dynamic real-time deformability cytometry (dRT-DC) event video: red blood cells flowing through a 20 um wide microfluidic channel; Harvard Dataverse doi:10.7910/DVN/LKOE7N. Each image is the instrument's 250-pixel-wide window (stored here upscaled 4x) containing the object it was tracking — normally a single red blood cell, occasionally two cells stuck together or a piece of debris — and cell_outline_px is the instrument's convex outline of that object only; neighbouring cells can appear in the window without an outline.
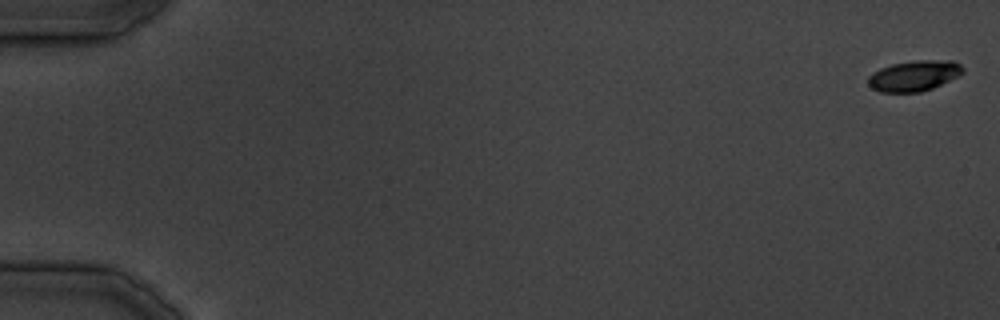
{"species": "common noctule bat (a hibernating species)", "species_latin": "Nyctalus noctula", "temperature_condition": "cold", "stored_images_in_passage": 34, "camera_frame_rate_fps": 3000, "um_per_image_px": 0.085, "animal": {"sex": "male", "body_mass_g": 19.5, "forearm_length_mm": 54.6}, "frame": {"image": 1, "passage_image": 1, "time_ms": 0.0, "image_size_px": [1000, 320], "cell_outline_px": [[964, 72], [932, 88], [920, 92], [880, 92], [872, 88], [868, 84], [868, 76], [872, 72], [880, 68], [892, 64], [916, 60], [952, 60], [960, 64], [964, 68]], "centroid_in_image_um": [77.67, 6.43], "position_along_channel_um": 7.3, "area_um2": 16.82}}